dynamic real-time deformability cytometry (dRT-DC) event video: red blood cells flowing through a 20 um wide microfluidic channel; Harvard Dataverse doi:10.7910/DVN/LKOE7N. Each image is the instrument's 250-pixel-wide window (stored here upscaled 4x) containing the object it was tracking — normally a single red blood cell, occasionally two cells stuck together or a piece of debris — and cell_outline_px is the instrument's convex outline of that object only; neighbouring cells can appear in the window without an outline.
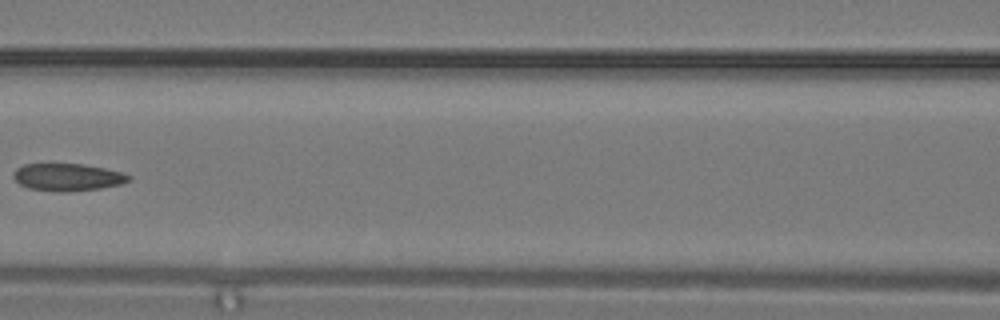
{"species": "common noctule bat (a hibernating species)", "species_latin": "Nyctalus noctula", "temperature_condition": "warm", "stored_images_in_passage": 25, "camera_frame_rate_fps": 3000, "um_per_image_px": 0.085, "animal": {"sex": "male", "body_mass_g": 19.2, "forearm_length_mm": 51.8}, "frame": {"image": 1, "passage_image": 11, "time_ms": 3.333, "image_size_px": [1000, 320], "cell_outline_px": [[132, 176], [128, 180], [120, 184], [100, 188], [68, 192], [56, 192], [28, 188], [20, 184], [12, 176], [16, 168], [24, 164], [84, 164], [124, 172]], "centroid_in_image_um": [5.74, 15.06], "position_along_channel_um": 160.9, "area_um2": 18.44}}